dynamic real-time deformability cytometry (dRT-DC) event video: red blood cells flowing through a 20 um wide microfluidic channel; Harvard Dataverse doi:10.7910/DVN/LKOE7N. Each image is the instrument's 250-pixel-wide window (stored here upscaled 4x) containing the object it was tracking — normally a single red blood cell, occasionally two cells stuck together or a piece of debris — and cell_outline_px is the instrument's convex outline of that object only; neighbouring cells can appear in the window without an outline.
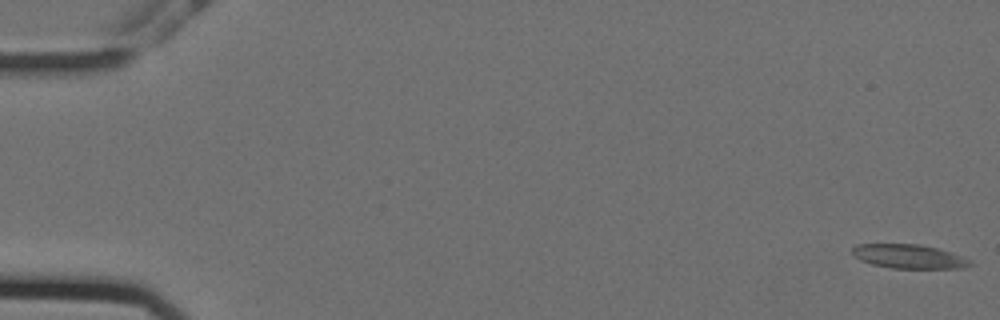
{"species": "Egyptian fruit bat (a non-hibernating species)", "species_latin": "Rousettus aegyptiacus", "temperature_condition": "cold", "stored_images_in_passage": 57, "camera_frame_rate_fps": 3000, "um_per_image_px": 0.085, "animal": {"sex": "female"}, "frame": {"image": 1, "passage_image": 1, "time_ms": 0.0, "image_size_px": [1000, 320], "cell_outline_px": [[972, 264], [964, 268], [892, 268], [872, 264], [860, 260], [852, 252], [852, 248], [856, 244], [920, 244], [936, 248], [972, 260]], "centroid_in_image_um": [77.24, 21.8], "position_along_channel_um": 7.8, "area_um2": 16.3}}
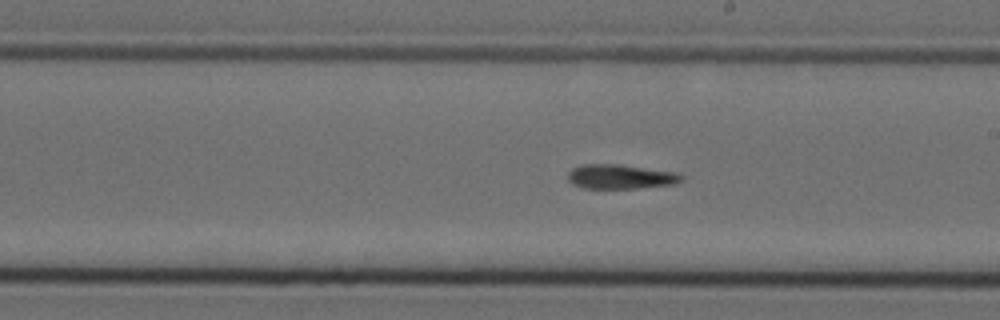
{"frame": {"image": 2, "passage_image": 33, "time_ms": 10.667, "image_size_px": [1000, 320], "cell_outline_px": [[684, 180], [676, 184], [636, 188], [584, 188], [572, 184], [568, 180], [568, 172], [572, 168], [580, 164], [620, 164], [676, 172], [684, 176]], "centroid_in_image_um": [52.75, 15.01], "position_along_channel_um": 236.2, "area_um2": 16.36}}
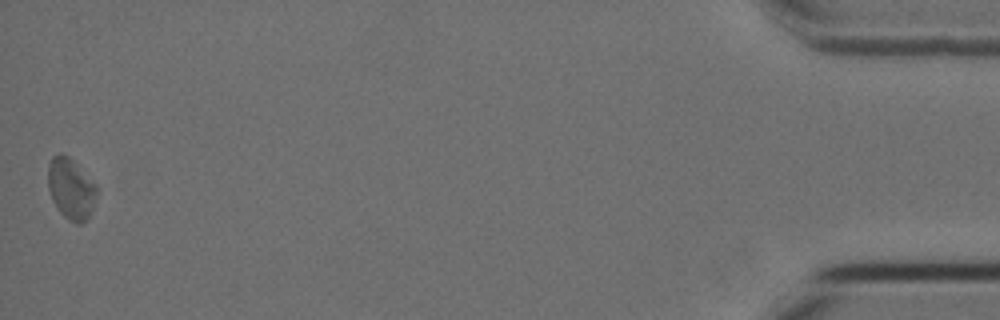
{"frame": {"image": 3, "passage_image": 57, "time_ms": 18.667, "image_size_px": [1000, 320], "cell_outline_px": [[100, 188], [96, 200], [88, 216], [80, 224], [76, 224], [68, 220], [56, 208], [52, 200], [48, 188], [48, 164], [52, 156], [60, 152], [68, 156]], "centroid_in_image_um": [6.03, 16.03], "position_along_channel_um": 429.2, "area_um2": 17.51}, "authors_computed_cell_mechanics": {"area_um2": 16.5886, "velocity_mm_per_s": 3.5413, "shape_relaxation_time_tau1_ms": null, "shape_relaxation_time_tau2_ms": 10.2907, "deformation_change_tau1": null, "deformation_change_tau2": 0.2033}}